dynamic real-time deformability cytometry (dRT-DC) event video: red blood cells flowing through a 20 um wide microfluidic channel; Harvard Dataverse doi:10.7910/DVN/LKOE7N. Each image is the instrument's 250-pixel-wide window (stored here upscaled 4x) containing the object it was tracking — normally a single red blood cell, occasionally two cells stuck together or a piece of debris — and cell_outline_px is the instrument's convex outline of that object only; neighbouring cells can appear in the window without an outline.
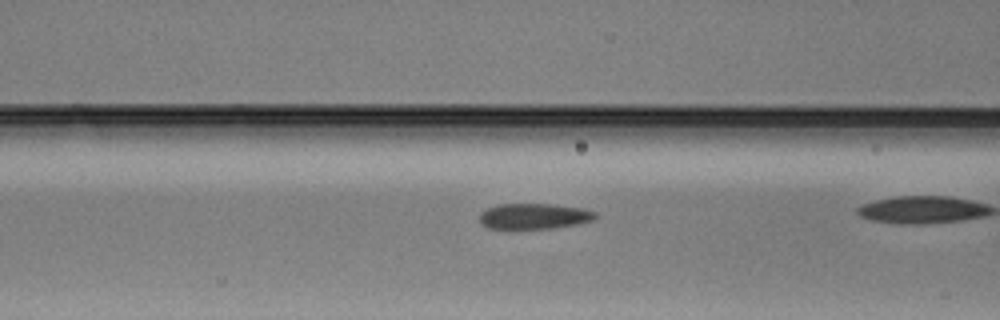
{"species": "Egyptian fruit bat (a non-hibernating species)", "species_latin": "Rousettus aegyptiacus", "temperature_condition": "warm", "stored_images_in_passage": 27, "camera_frame_rate_fps": 3000, "um_per_image_px": 0.085, "animal": {"sex": "male"}, "frame": {"image": 1, "passage_image": 8, "time_ms": 2.333, "image_size_px": [1000, 320], "cell_outline_px": [[596, 216], [592, 220], [576, 224], [552, 228], [488, 228], [480, 224], [480, 212], [496, 204], [548, 204], [580, 208], [596, 212]], "centroid_in_image_um": [45.34, 18.37], "position_along_channel_um": 121.3, "area_um2": 17.05}}
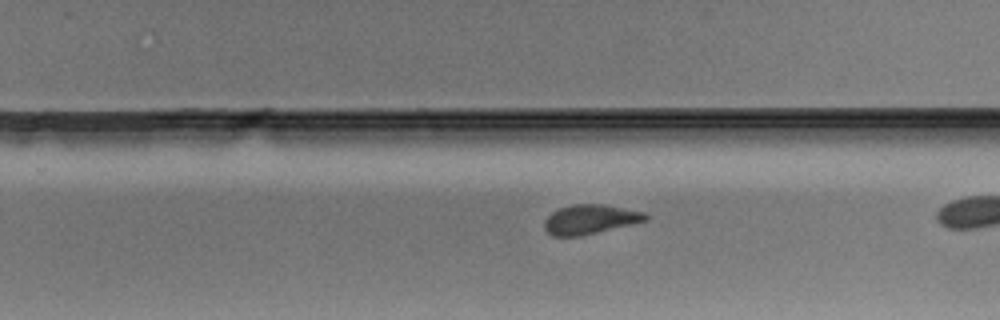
{"frame": {"image": 2, "passage_image": 20, "time_ms": 6.333, "image_size_px": [1000, 320], "cell_outline_px": [[648, 220], [632, 224], [580, 236], [552, 236], [544, 228], [544, 220], [552, 212], [560, 208], [572, 204], [604, 204], [644, 212], [648, 216]], "centroid_in_image_um": [50.15, 18.64], "position_along_channel_um": 279.7, "area_um2": 17.28}}
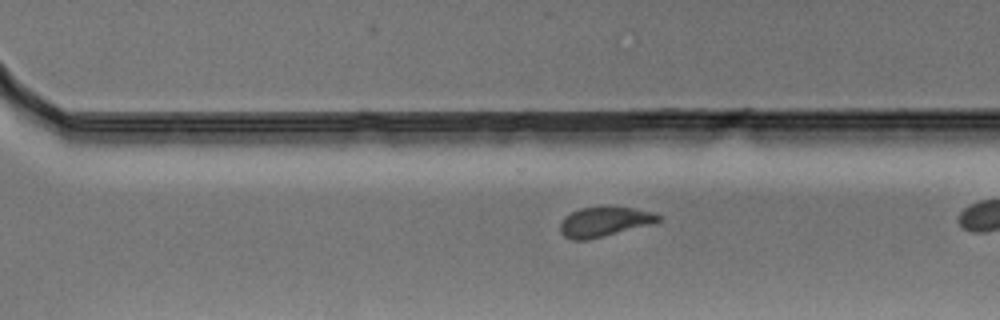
{"frame": {"image": 3, "passage_image": 23, "time_ms": 7.333, "image_size_px": [1000, 320], "cell_outline_px": [[660, 220], [652, 224], [588, 240], [572, 240], [564, 236], [560, 232], [560, 224], [564, 216], [580, 208], [600, 204], [632, 208], [652, 212], [660, 216]], "centroid_in_image_um": [51.33, 18.82], "position_along_channel_um": 319.3, "area_um2": 17.4}}